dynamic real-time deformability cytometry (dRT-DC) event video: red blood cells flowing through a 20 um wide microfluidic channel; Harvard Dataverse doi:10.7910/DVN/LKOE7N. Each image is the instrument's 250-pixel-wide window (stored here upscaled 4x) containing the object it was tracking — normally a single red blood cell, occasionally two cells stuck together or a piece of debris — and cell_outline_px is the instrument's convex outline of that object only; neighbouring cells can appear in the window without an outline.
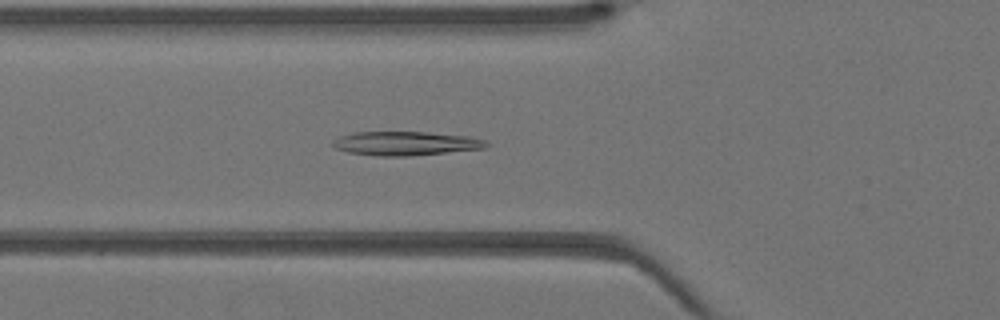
{"species": "Egyptian fruit bat (a non-hibernating species)", "species_latin": "Rousettus aegyptiacus", "temperature_condition": "warm", "stored_images_in_passage": 41, "camera_frame_rate_fps": 3000, "um_per_image_px": 0.085, "animal": {"sex": "female"}, "frame": {"image": 1, "passage_image": 14, "time_ms": 4.333, "image_size_px": [1000, 320], "cell_outline_px": [[488, 144], [484, 148], [408, 156], [380, 156], [348, 152], [336, 148], [332, 144], [332, 140], [340, 136], [356, 132], [428, 132], [472, 136], [488, 140]], "centroid_in_image_um": [34.51, 12.18], "position_along_channel_um": 91.3, "area_um2": 21.39}}
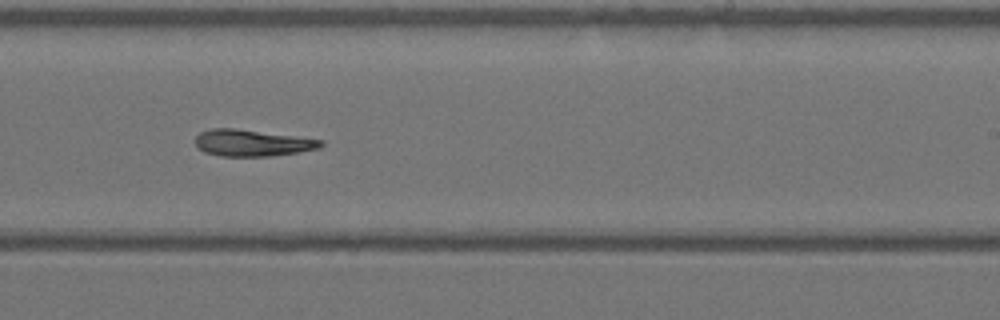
{"frame": {"image": 2, "passage_image": 25, "time_ms": 8.0, "image_size_px": [1000, 320], "cell_outline_px": [[324, 144], [320, 148], [300, 152], [272, 156], [220, 156], [204, 152], [196, 148], [196, 136], [200, 132], [208, 128], [236, 128], [324, 140]], "centroid_in_image_um": [21.42, 12.15], "position_along_channel_um": 267.6, "area_um2": 19.65}}
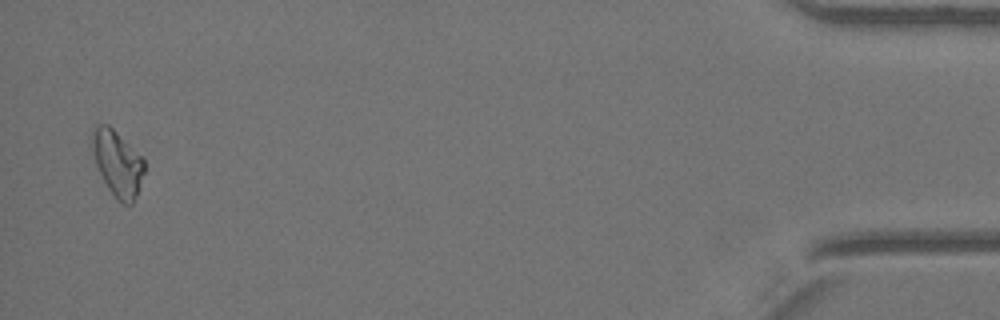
{"frame": {"image": 3, "passage_image": 40, "time_ms": 13.0, "image_size_px": [1000, 320], "cell_outline_px": [[144, 172], [136, 196], [132, 204], [124, 204], [108, 188], [96, 164], [88, 144], [92, 128], [96, 124], [108, 124], [144, 156]], "centroid_in_image_um": [9.95, 13.78], "position_along_channel_um": 425.2, "area_um2": 20.29}}